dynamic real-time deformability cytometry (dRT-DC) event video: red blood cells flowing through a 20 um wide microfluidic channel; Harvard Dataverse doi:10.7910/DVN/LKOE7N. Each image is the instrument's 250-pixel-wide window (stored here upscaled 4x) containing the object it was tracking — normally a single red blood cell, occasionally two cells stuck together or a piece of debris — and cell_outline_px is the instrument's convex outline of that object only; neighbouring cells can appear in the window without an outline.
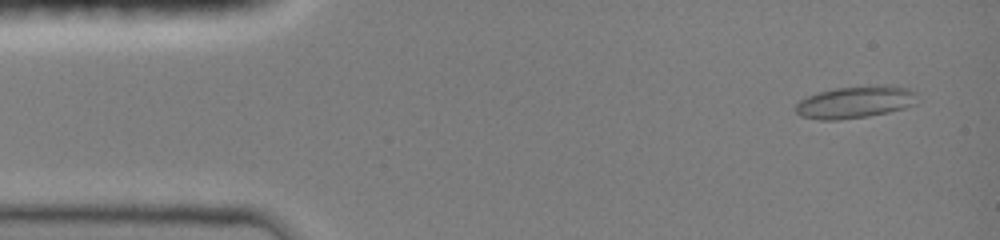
{"species": "common noctule bat (a hibernating species)", "species_latin": "Nyctalus noctula", "temperature_condition": "room temperature", "stored_images_in_passage": 47, "camera_frame_rate_fps": 3000, "um_per_image_px": 0.085, "animal": {"sex": "female", "body_mass_g": 19.0, "forearm_length_mm": 51.5}, "frame": {"image": 1, "passage_image": 3, "time_ms": 0.667, "image_size_px": [1000, 240], "cell_outline_px": [[916, 104], [904, 108], [888, 112], [868, 116], [836, 120], [820, 120], [800, 116], [796, 112], [796, 104], [800, 100], [808, 96], [820, 92], [836, 88], [880, 84], [892, 84], [908, 88], [916, 92]], "centroid_in_image_um": [72.73, 8.66], "position_along_channel_um": 12.3, "area_um2": 22.95}}
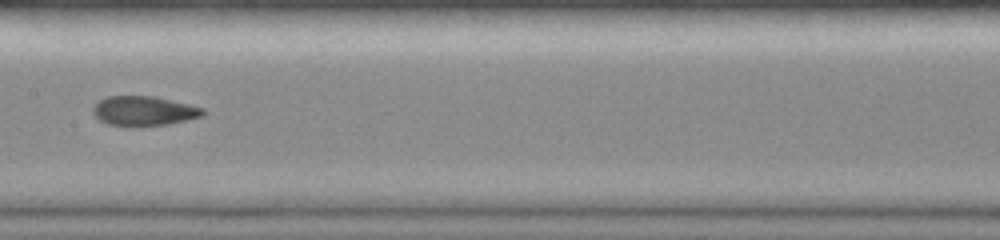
{"frame": {"image": 2, "passage_image": 24, "time_ms": 7.667, "image_size_px": [1000, 240], "cell_outline_px": [[204, 116], [168, 124], [132, 128], [108, 124], [100, 120], [92, 112], [92, 108], [100, 100], [108, 96], [156, 96], [204, 108]], "centroid_in_image_um": [12.23, 9.45], "position_along_channel_um": 195.2, "area_um2": 19.25}}
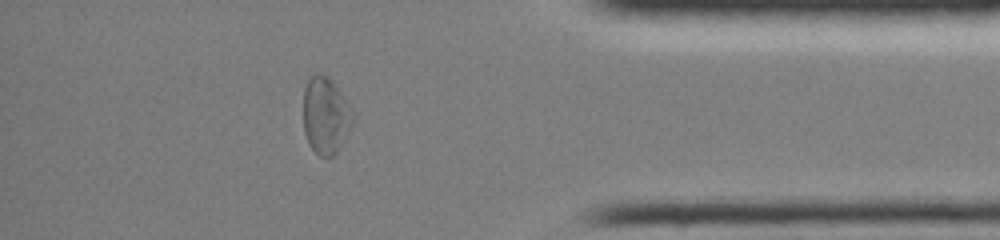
{"frame": {"image": 3, "passage_image": 41, "time_ms": 13.333, "image_size_px": [1000, 240], "cell_outline_px": [[356, 116], [340, 148], [332, 156], [320, 156], [312, 148], [304, 132], [304, 88], [308, 80], [316, 72], [320, 72], [328, 76], [332, 80], [348, 100]], "centroid_in_image_um": [27.71, 9.77], "position_along_channel_um": 407.5, "area_um2": 22.37}}